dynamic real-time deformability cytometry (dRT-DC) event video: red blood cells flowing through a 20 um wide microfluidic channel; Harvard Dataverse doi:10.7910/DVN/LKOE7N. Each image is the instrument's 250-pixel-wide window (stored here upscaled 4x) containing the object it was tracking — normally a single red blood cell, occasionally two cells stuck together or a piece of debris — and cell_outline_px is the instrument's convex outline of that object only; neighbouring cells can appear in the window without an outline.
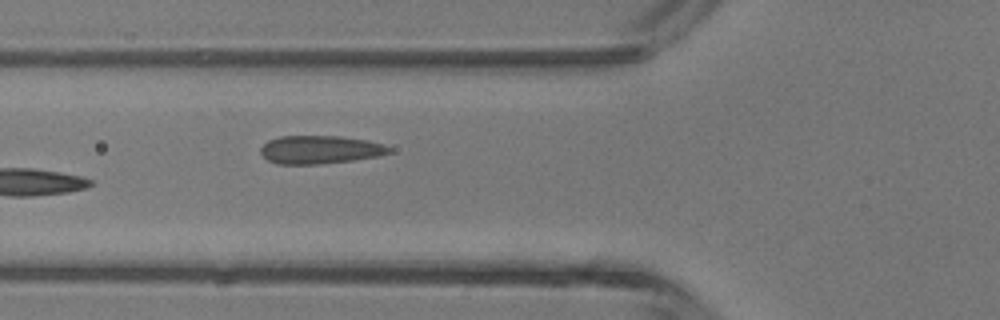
{"species": "common noctule bat (a hibernating species)", "species_latin": "Nyctalus noctula", "temperature_condition": "room temperature", "stored_images_in_passage": 6, "camera_frame_rate_fps": 3000, "um_per_image_px": 0.085, "animal": {"sex": "male", "body_mass_g": 13.3}, "frame": {"image": 1, "passage_image": 6, "time_ms": 5.667, "image_size_px": [1000, 320], "cell_outline_px": [[392, 152], [380, 156], [352, 160], [320, 164], [276, 164], [268, 160], [260, 152], [260, 148], [268, 140], [280, 136], [340, 136], [368, 140], [384, 144], [392, 148]], "centroid_in_image_um": [27.23, 12.72], "position_along_channel_um": 98.6, "area_um2": 21.27}}